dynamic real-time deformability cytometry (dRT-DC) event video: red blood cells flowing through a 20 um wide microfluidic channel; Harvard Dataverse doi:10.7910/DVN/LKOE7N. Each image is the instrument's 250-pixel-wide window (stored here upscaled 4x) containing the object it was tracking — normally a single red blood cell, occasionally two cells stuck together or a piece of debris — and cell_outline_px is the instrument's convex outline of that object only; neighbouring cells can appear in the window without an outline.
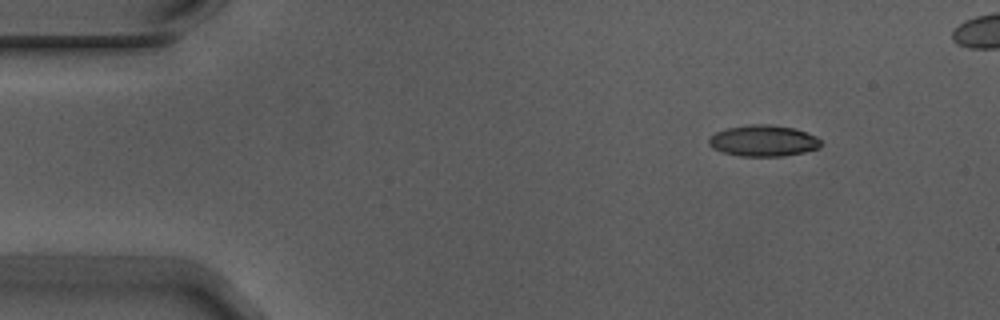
{"species": "Egyptian fruit bat (a non-hibernating species)", "species_latin": "Rousettus aegyptiacus", "temperature_condition": "warm", "stored_images_in_passage": 6, "camera_frame_rate_fps": 3000, "um_per_image_px": 0.085, "animal": {"sex": "male"}, "frame": {"image": 1, "passage_image": 1, "time_ms": 0.0, "image_size_px": [1000, 320], "cell_outline_px": [[820, 148], [804, 152], [784, 156], [740, 156], [720, 152], [712, 148], [708, 144], [708, 136], [716, 132], [728, 128], [752, 124], [768, 124], [792, 128], [816, 136], [820, 140]], "centroid_in_image_um": [64.83, 11.97], "position_along_channel_um": 20.2, "area_um2": 20.4}}
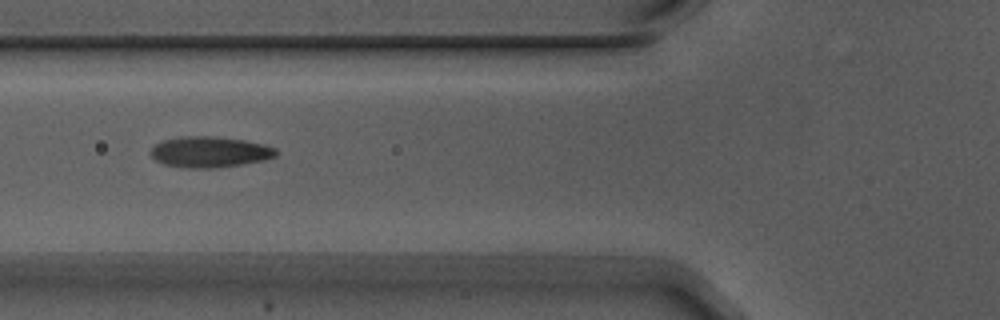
{"frame": {"image": 2, "passage_image": 5, "time_ms": 1.333, "image_size_px": [1000, 320], "cell_outline_px": [[276, 156], [264, 160], [216, 168], [188, 168], [164, 164], [156, 160], [152, 156], [152, 148], [156, 144], [164, 140], [184, 136], [212, 136], [244, 140], [264, 144], [276, 148]], "centroid_in_image_um": [17.85, 12.91], "position_along_channel_um": 108.0, "area_um2": 22.31}}
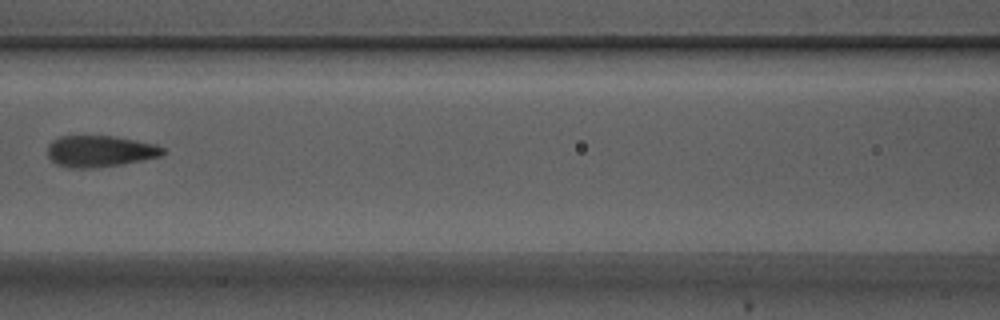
{"frame": {"image": 3, "passage_image": 6, "time_ms": 1.667, "image_size_px": [1000, 320], "cell_outline_px": [[168, 152], [160, 156], [144, 160], [124, 164], [96, 168], [68, 168], [56, 164], [48, 156], [48, 144], [52, 140], [60, 136], [112, 136], [156, 144], [164, 148]], "centroid_in_image_um": [8.51, 12.86], "position_along_channel_um": 158.1, "area_um2": 21.33}}